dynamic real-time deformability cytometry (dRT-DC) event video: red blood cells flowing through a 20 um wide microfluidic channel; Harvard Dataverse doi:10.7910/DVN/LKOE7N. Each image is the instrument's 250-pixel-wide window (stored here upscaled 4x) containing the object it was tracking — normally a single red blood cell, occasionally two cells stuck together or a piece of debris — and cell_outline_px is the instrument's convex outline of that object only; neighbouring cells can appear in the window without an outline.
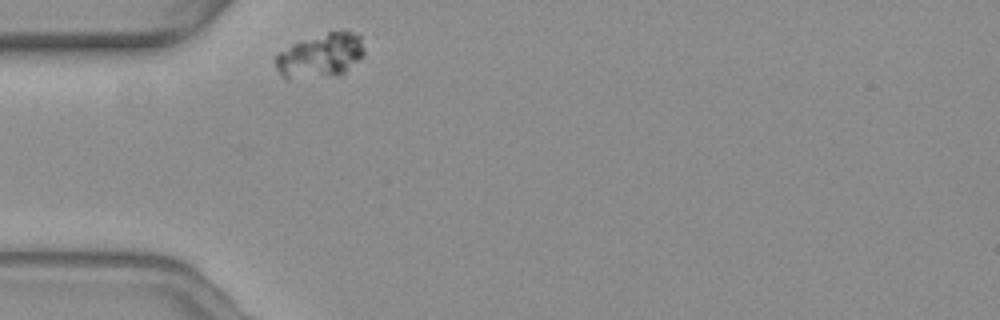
{"species": "common noctule bat (a hibernating species)", "species_latin": "Nyctalus noctula", "temperature_condition": "warm", "stored_images_in_passage": 33, "camera_frame_rate_fps": 3000, "um_per_image_px": 0.085, "animal": {"sex": "female", "body_mass_g": 19.3, "forearm_length_mm": 54.1}, "frame": {"image": 1, "passage_image": 1, "time_ms": 0.0, "image_size_px": [1000, 320], "cell_outline_px": [[364, 56], [340, 76], [288, 80], [276, 68], [276, 52], [300, 40], [328, 32], [344, 28], [356, 32], [360, 36], [364, 48]], "centroid_in_image_um": [27.27, 4.72], "position_along_channel_um": 57.7, "area_um2": 23.64}}
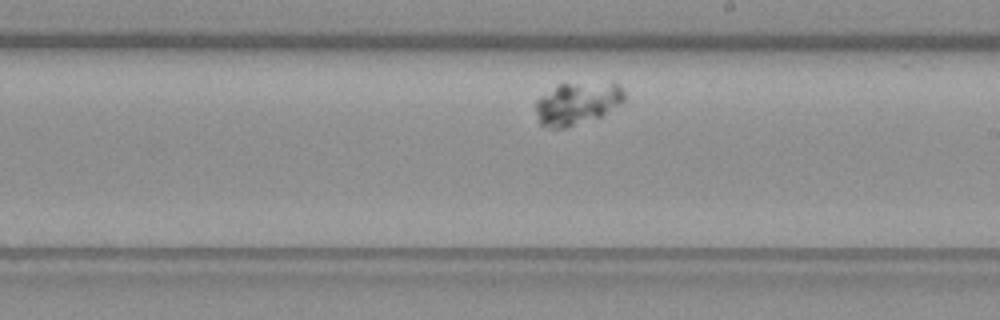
{"frame": {"image": 2, "passage_image": 19, "time_ms": 6.0, "image_size_px": [1000, 320], "cell_outline_px": [[624, 100], [620, 104], [600, 116], [568, 128], [552, 128], [540, 124], [536, 112], [536, 100], [540, 96], [560, 84], [612, 80], [620, 84], [624, 92]], "centroid_in_image_um": [49.11, 8.75], "position_along_channel_um": 239.9, "area_um2": 22.25}}
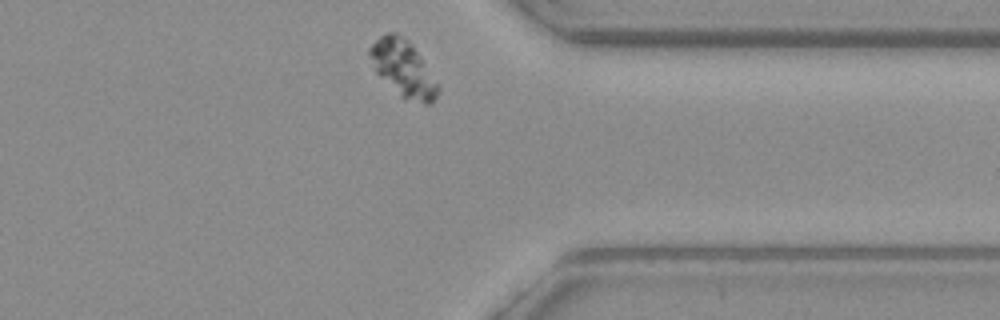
{"frame": {"image": 3, "passage_image": 32, "time_ms": 10.333, "image_size_px": [1000, 320], "cell_outline_px": [[440, 88], [432, 104], [424, 104], [400, 96], [372, 68], [368, 52], [368, 48], [384, 32], [396, 32], [408, 40], [412, 44], [420, 56]], "centroid_in_image_um": [34.24, 5.79], "position_along_channel_um": 377.2, "area_um2": 22.2}}